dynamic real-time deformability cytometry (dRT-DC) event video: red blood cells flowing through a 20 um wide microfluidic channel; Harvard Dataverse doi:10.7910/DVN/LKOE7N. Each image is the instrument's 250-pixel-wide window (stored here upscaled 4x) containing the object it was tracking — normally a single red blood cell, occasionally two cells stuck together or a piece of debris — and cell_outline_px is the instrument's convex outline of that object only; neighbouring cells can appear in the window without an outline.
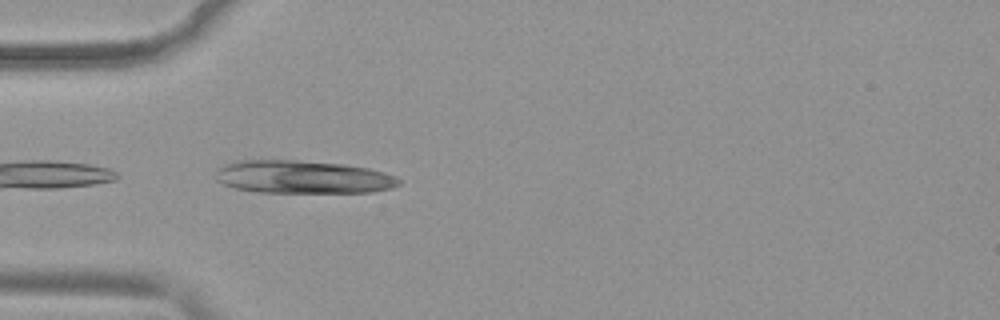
{"species": "common noctule bat (a hibernating species)", "species_latin": "Nyctalus noctula", "temperature_condition": "warm", "stored_images_in_passage": 23, "camera_frame_rate_fps": 3000, "um_per_image_px": 0.085, "animal": {"sex": "female", "body_mass_g": 19.9}, "frame": {"image": 1, "passage_image": 1, "time_ms": 0.0, "image_size_px": [1000, 320], "cell_outline_px": [[400, 184], [392, 188], [372, 192], [256, 192], [236, 188], [224, 184], [216, 180], [216, 168], [224, 164], [236, 160], [296, 160], [344, 164], [368, 168], [384, 172], [396, 176], [400, 180]], "centroid_in_image_um": [25.73, 15.04], "position_along_channel_um": 59.3, "area_um2": 35.37}}